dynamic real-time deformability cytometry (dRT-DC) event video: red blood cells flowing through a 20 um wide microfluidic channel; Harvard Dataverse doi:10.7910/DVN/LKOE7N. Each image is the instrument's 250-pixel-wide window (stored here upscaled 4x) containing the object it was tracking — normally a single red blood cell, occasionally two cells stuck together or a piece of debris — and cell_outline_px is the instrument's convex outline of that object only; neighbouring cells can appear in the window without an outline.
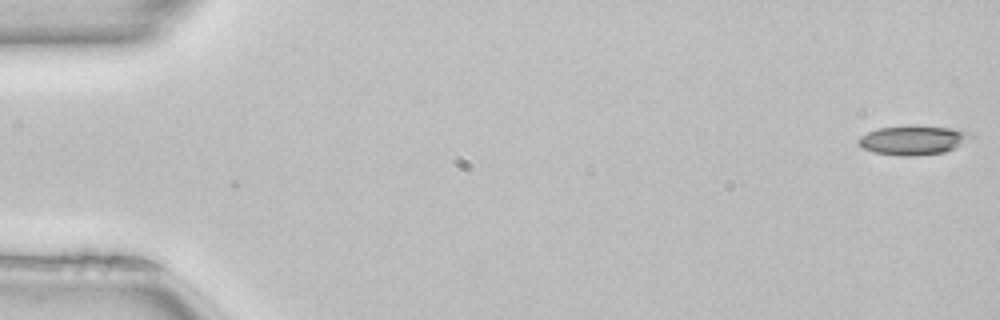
{"species": "common noctule bat (a hibernating species)", "species_latin": "Nyctalus noctula", "temperature_condition": "room temperature", "stored_images_in_passage": 14, "camera_frame_rate_fps": 3000, "um_per_image_px": 0.085, "animal": {"sex": "female", "body_mass_g": 22.7, "forearm_length_mm": 54.2}, "frame": {"image": 1, "passage_image": 1, "time_ms": 0.0, "image_size_px": [1000, 320], "cell_outline_px": [[976, 136], [944, 152], [916, 156], [896, 156], [872, 152], [864, 148], [856, 140], [860, 136], [868, 132], [880, 128], [916, 124], [952, 128], [972, 132]], "centroid_in_image_um": [77.63, 11.89], "position_along_channel_um": 7.4, "area_um2": 19.48}}
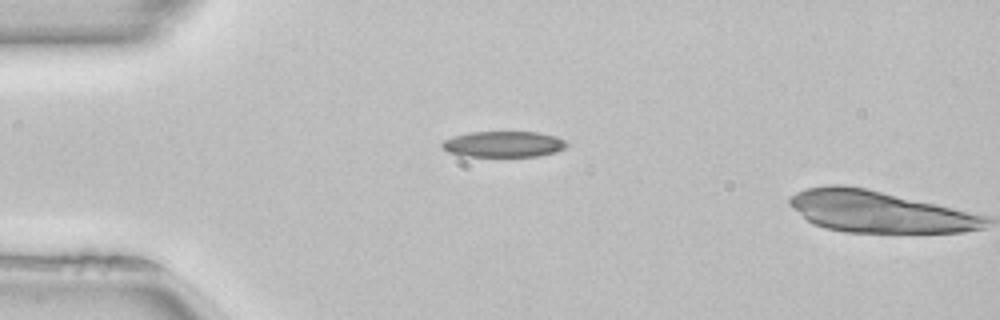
{"frame": {"image": 2, "passage_image": 13, "time_ms": 4.0, "image_size_px": [1000, 320], "cell_outline_px": [[568, 144], [564, 148], [556, 152], [540, 156], [460, 156], [448, 152], [440, 148], [440, 144], [444, 140], [452, 136], [468, 132], [540, 132], [556, 136], [564, 140]], "centroid_in_image_um": [42.76, 12.25], "position_along_channel_um": 42.2, "area_um2": 19.07}}